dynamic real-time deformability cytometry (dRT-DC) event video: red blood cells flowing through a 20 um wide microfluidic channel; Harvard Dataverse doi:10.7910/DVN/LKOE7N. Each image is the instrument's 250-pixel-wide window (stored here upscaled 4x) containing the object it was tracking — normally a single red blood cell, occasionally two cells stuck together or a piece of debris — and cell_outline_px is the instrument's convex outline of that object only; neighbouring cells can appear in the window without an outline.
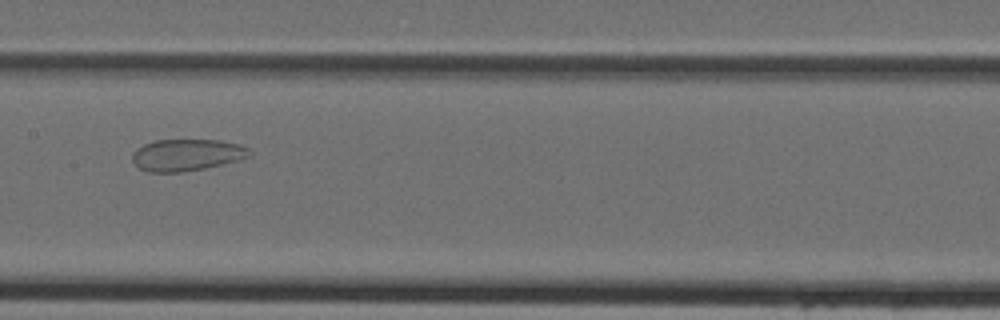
{"species": "Egyptian fruit bat (a non-hibernating species)", "species_latin": "Rousettus aegyptiacus", "temperature_condition": "cold", "stored_images_in_passage": 27, "camera_frame_rate_fps": 3000, "um_per_image_px": 0.085, "animal": {"sex": "female"}, "frame": {"image": 1, "passage_image": 9, "time_ms": 2.667, "image_size_px": [1000, 320], "cell_outline_px": [[252, 156], [240, 160], [204, 168], [184, 172], [148, 172], [136, 168], [132, 160], [132, 152], [136, 148], [144, 144], [156, 140], [220, 140], [236, 144], [248, 148], [252, 152]], "centroid_in_image_um": [15.84, 13.18], "position_along_channel_um": 191.6, "area_um2": 21.91}}
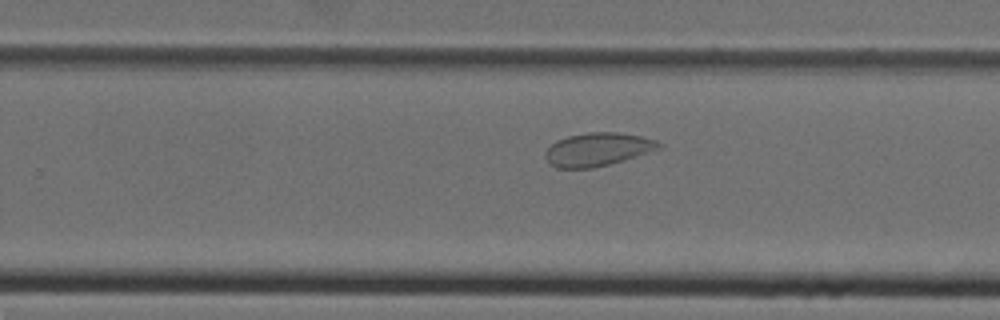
{"frame": {"image": 2, "passage_image": 15, "time_ms": 4.667, "image_size_px": [1000, 320], "cell_outline_px": [[664, 148], [624, 160], [592, 168], [556, 168], [548, 164], [544, 156], [544, 152], [556, 140], [568, 136], [588, 132], [620, 132], [640, 136], [656, 140], [664, 144]], "centroid_in_image_um": [50.82, 12.7], "position_along_channel_um": 279.0, "area_um2": 22.31}}
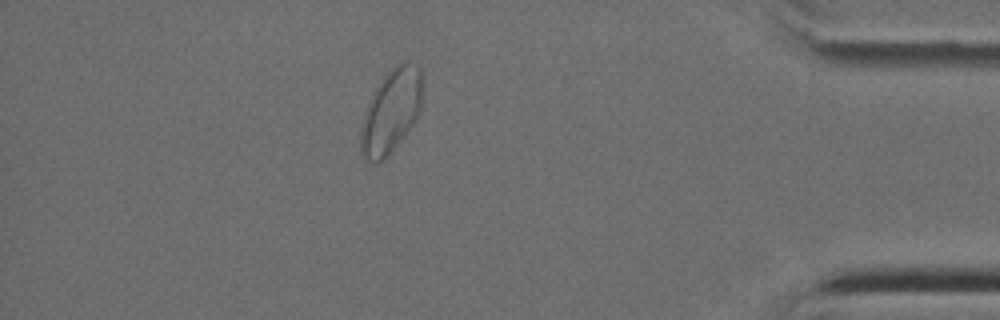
{"frame": {"image": 3, "passage_image": 26, "time_ms": 8.333, "image_size_px": [1000, 320], "cell_outline_px": [[420, 108], [416, 120], [408, 132], [388, 156], [384, 160], [376, 164], [368, 164], [364, 160], [360, 152], [360, 128], [364, 112], [376, 88], [384, 76], [396, 64], [404, 60], [408, 60], [420, 68]], "centroid_in_image_um": [33.19, 9.53], "position_along_channel_um": 402.0, "area_um2": 30.17}}